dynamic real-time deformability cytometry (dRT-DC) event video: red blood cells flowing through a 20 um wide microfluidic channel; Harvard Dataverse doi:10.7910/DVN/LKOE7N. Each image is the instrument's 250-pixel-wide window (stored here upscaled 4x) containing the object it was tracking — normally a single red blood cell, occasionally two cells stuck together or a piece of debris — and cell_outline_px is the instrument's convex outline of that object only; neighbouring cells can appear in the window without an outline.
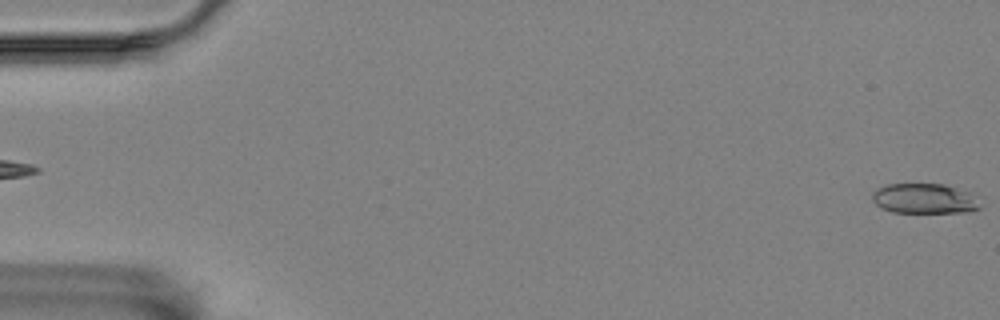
{"species": "Egyptian fruit bat (a non-hibernating species)", "species_latin": "Rousettus aegyptiacus", "temperature_condition": "room temperature", "stored_images_in_passage": 5, "segment_of_instrument_passage": [2, 2], "camera_frame_rate_fps": 3000, "um_per_image_px": 0.085, "animal": {"sex": "female"}, "frame": {"image": 1, "passage_image": 5, "time_ms": 5.667, "image_size_px": [1000, 320], "cell_outline_px": [[980, 208], [968, 212], [892, 212], [876, 204], [872, 200], [872, 192], [876, 188], [888, 184], [944, 184], [968, 192]], "centroid_in_image_um": [78.49, 16.87], "position_along_channel_um": 6.5, "area_um2": 18.5}}